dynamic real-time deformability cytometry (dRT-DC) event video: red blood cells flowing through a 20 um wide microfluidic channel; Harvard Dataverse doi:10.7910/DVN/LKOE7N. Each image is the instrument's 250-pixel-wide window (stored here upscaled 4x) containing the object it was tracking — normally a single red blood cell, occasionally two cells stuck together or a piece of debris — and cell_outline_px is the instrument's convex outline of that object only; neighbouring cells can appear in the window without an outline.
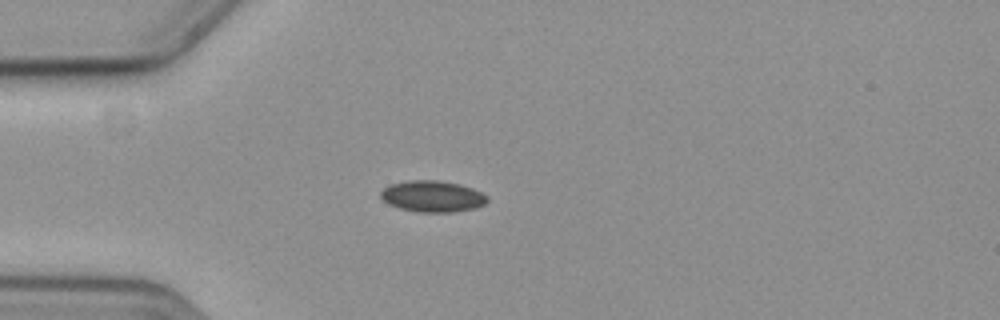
{"species": "common noctule bat (a hibernating species)", "species_latin": "Nyctalus noctula", "temperature_condition": "cold", "stored_images_in_passage": 56, "camera_frame_rate_fps": 3000, "um_per_image_px": 0.085, "animal": {"sex": "female", "body_mass_g": 19.3, "forearm_length_mm": 54.1}, "frame": {"image": 1, "passage_image": 14, "time_ms": 4.333, "image_size_px": [1000, 320], "cell_outline_px": [[488, 200], [484, 204], [476, 208], [452, 212], [416, 212], [400, 208], [388, 204], [380, 196], [380, 192], [384, 188], [392, 184], [408, 180], [436, 180], [460, 184], [472, 188], [488, 196]], "centroid_in_image_um": [36.76, 16.69], "position_along_channel_um": 48.2, "area_um2": 19.42}}
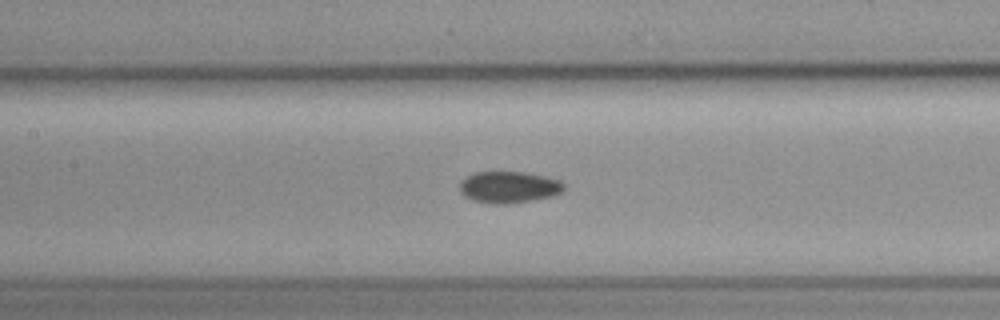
{"frame": {"image": 2, "passage_image": 25, "time_ms": 8.0, "image_size_px": [1000, 320], "cell_outline_px": [[564, 188], [560, 192], [552, 196], [532, 200], [504, 204], [492, 204], [472, 200], [464, 196], [460, 192], [460, 184], [468, 176], [476, 172], [528, 172], [560, 180], [564, 184]], "centroid_in_image_um": [43.26, 15.91], "position_along_channel_um": 164.1, "area_um2": 19.07}}
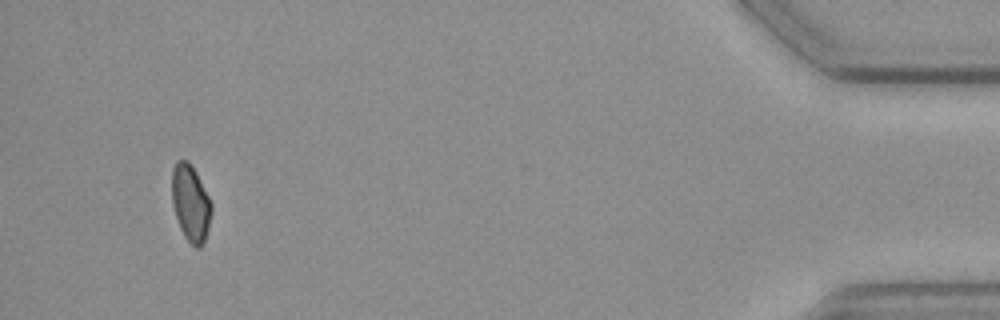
{"frame": {"image": 3, "passage_image": 53, "time_ms": 17.333, "image_size_px": [1000, 320], "cell_outline_px": [[212, 212], [208, 228], [204, 240], [200, 248], [196, 248], [184, 236], [180, 228], [172, 204], [172, 168], [176, 160], [188, 160], [192, 164], [212, 204]], "centroid_in_image_um": [16.19, 17.23], "position_along_channel_um": 419.0, "area_um2": 17.63}, "authors_computed_cell_mechanics": {"area_um2": 18.7272, "velocity_mm_per_s": 3.5817, "shape_relaxation_time_tau1_ms": null, "shape_relaxation_time_tau2_ms": 8.6873, "deformation_change_tau1": null, "deformation_change_tau2": 0.1001}}